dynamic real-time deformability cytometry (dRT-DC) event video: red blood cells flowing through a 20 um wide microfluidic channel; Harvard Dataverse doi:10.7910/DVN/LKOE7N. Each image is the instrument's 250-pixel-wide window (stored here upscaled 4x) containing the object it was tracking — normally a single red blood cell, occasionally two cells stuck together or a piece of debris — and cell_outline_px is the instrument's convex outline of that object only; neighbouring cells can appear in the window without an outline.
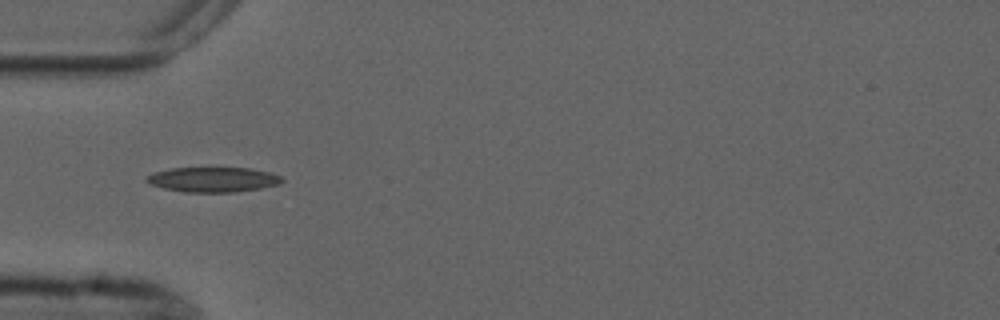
{"species": "common noctule bat (a hibernating species)", "species_latin": "Nyctalus noctula", "temperature_condition": "cold", "stored_images_in_passage": 5, "camera_frame_rate_fps": 3000, "um_per_image_px": 0.085, "animal": {"sex": "male", "forearm_length_mm": 52.5}, "frame": {"image": 1, "passage_image": 5, "time_ms": 4.667, "image_size_px": [1000, 320], "cell_outline_px": [[284, 180], [280, 184], [260, 188], [236, 192], [184, 192], [164, 188], [152, 184], [144, 180], [148, 176], [156, 172], [172, 168], [248, 168], [272, 172], [280, 176]], "centroid_in_image_um": [18.16, 15.26], "position_along_channel_um": 66.8, "area_um2": 19.54}}